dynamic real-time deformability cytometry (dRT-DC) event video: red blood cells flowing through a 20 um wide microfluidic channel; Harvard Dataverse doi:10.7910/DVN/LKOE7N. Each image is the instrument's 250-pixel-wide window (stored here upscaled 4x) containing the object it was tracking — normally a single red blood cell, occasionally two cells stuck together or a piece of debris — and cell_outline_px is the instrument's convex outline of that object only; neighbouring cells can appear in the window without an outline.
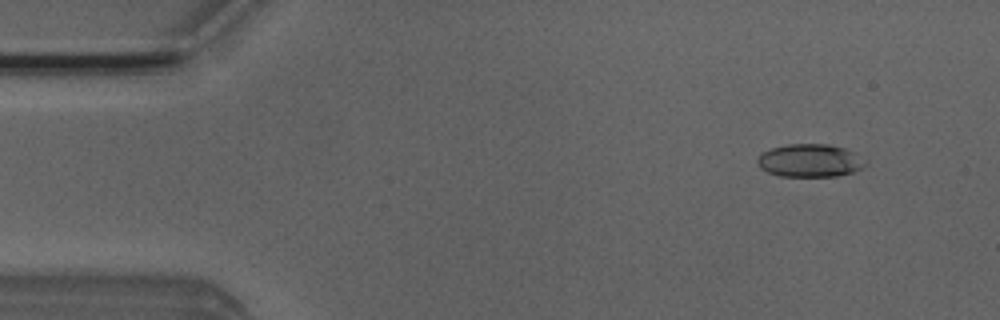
{"species": "Egyptian fruit bat (a non-hibernating species)", "species_latin": "Rousettus aegyptiacus", "temperature_condition": "room temperature", "stored_images_in_passage": 5, "camera_frame_rate_fps": 3000, "um_per_image_px": 0.085, "animal": {"sex": "male"}, "frame": {"image": 1, "passage_image": 2, "time_ms": 0.333, "image_size_px": [1000, 320], "cell_outline_px": [[868, 164], [864, 168], [852, 172], [836, 176], [780, 176], [768, 172], [760, 168], [756, 164], [756, 160], [764, 152], [772, 148], [788, 144], [828, 144], [844, 148], [868, 160]], "centroid_in_image_um": [68.88, 13.65], "position_along_channel_um": 16.1, "area_um2": 20.81}}